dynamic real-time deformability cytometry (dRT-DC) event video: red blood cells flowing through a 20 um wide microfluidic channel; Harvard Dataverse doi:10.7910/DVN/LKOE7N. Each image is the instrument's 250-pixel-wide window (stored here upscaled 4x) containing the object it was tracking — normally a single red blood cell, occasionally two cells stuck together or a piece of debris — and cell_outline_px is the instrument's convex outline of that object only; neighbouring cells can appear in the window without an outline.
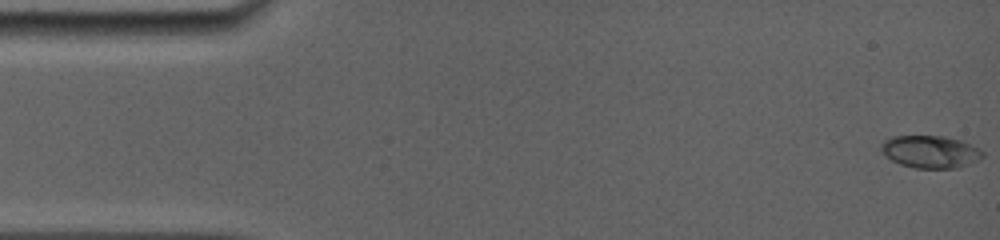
{"species": "common noctule bat (a hibernating species)", "species_latin": "Nyctalus noctula", "temperature_condition": "room temperature", "stored_images_in_passage": 57, "camera_frame_rate_fps": 5000, "um_per_image_px": 0.085, "animal": {"sex": "female", "body_mass_g": 19.0, "forearm_length_mm": 56.7}, "frame": {"image": 1, "passage_image": 1, "time_ms": 0.0, "image_size_px": [1000, 240], "cell_outline_px": [[984, 156], [976, 160], [956, 168], [916, 168], [900, 164], [892, 160], [880, 148], [880, 144], [884, 140], [892, 136], [944, 136], [960, 140], [980, 148], [984, 152]], "centroid_in_image_um": [79.08, 12.88], "position_along_channel_um": 5.9, "area_um2": 19.02}}
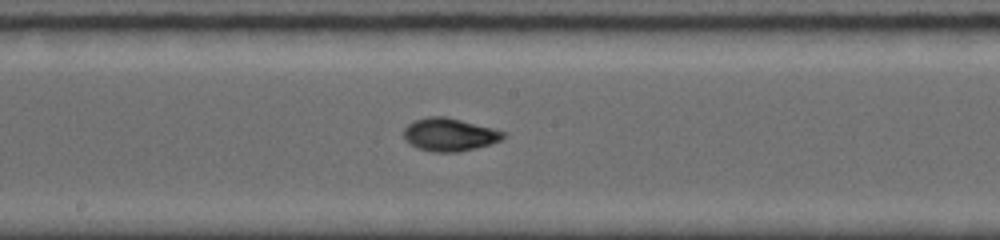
{"frame": {"image": 2, "passage_image": 27, "time_ms": 8.4, "image_size_px": [1000, 240], "cell_outline_px": [[508, 136], [500, 140], [476, 148], [456, 152], [432, 152], [416, 148], [404, 140], [404, 128], [408, 124], [416, 120], [428, 116], [444, 116], [492, 128], [504, 132]], "centroid_in_image_um": [38.17, 11.45], "position_along_channel_um": 210.0, "area_um2": 19.02}}
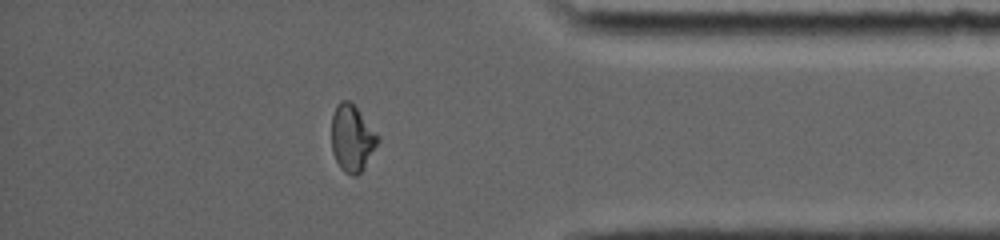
{"frame": {"image": 3, "passage_image": 45, "time_ms": 13.6, "image_size_px": [1000, 240], "cell_outline_px": [[380, 140], [360, 172], [356, 176], [352, 176], [344, 172], [340, 168], [332, 152], [332, 116], [336, 104], [340, 100], [348, 100], [356, 108], [380, 136]], "centroid_in_image_um": [29.91, 11.74], "position_along_channel_um": 405.3, "area_um2": 17.8}, "authors_computed_cell_mechanics": {"area_um2": 18.207, "velocity_mm_per_s": 3.9644, "shape_relaxation_time_tau1_ms": 5.2071, "shape_relaxation_time_tau2_ms": 1.1936, "deformation_change_tau1": 0.19, "deformation_change_tau2": 0.037}}